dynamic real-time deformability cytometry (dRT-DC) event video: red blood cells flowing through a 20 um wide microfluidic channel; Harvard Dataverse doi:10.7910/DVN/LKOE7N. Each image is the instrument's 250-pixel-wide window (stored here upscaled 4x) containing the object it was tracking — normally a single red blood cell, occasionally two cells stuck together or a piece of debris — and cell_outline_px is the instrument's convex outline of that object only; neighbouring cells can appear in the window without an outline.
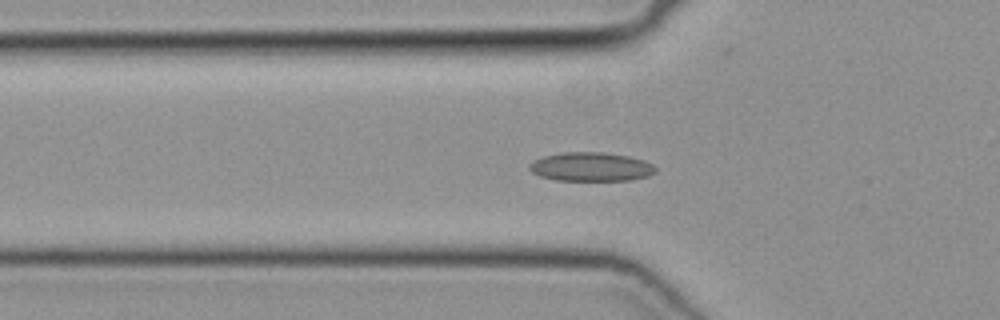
{"species": "common noctule bat (a hibernating species)", "species_latin": "Nyctalus noctula", "temperature_condition": "cold", "stored_images_in_passage": 35, "camera_frame_rate_fps": 3000, "um_per_image_px": 0.085, "animal": {"sex": "female", "body_mass_g": 19.3, "forearm_length_mm": 54.1}, "frame": {"image": 1, "passage_image": 10, "time_ms": 3.0, "image_size_px": [1000, 320], "cell_outline_px": [[656, 172], [648, 176], [632, 180], [556, 180], [540, 176], [532, 172], [528, 168], [528, 164], [532, 160], [544, 156], [564, 152], [604, 152], [628, 156], [644, 160], [652, 164], [656, 168]], "centroid_in_image_um": [50.22, 14.17], "position_along_channel_um": 75.6, "area_um2": 21.33}}
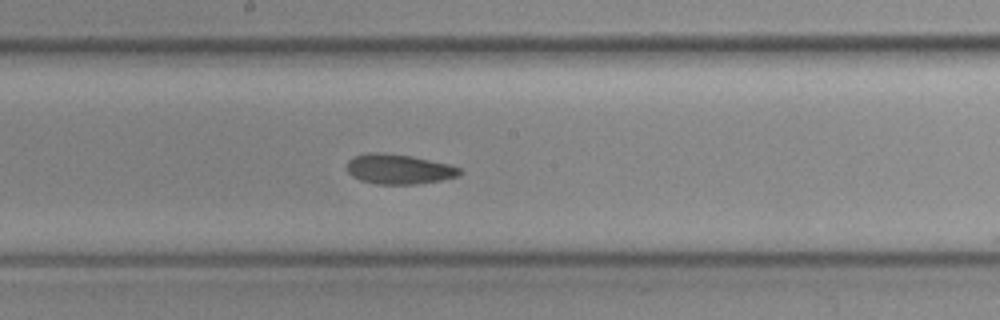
{"frame": {"image": 2, "passage_image": 20, "time_ms": 6.333, "image_size_px": [1000, 320], "cell_outline_px": [[464, 172], [460, 176], [440, 180], [416, 184], [376, 184], [360, 180], [352, 176], [348, 172], [348, 160], [356, 156], [368, 152], [376, 152], [412, 156], [448, 164], [460, 168]], "centroid_in_image_um": [33.92, 14.38], "position_along_channel_um": 214.3, "area_um2": 19.59}}
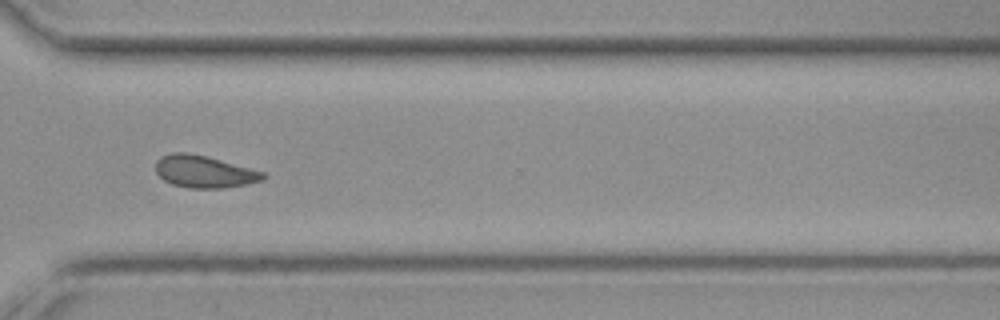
{"frame": {"image": 3, "passage_image": 30, "time_ms": 9.667, "image_size_px": [1000, 320], "cell_outline_px": [[268, 176], [264, 180], [248, 184], [224, 188], [188, 188], [172, 184], [164, 180], [156, 172], [156, 160], [160, 156], [172, 152], [184, 152], [204, 156], [264, 172]], "centroid_in_image_um": [17.35, 14.6], "position_along_channel_um": 353.3, "area_um2": 20.06}}